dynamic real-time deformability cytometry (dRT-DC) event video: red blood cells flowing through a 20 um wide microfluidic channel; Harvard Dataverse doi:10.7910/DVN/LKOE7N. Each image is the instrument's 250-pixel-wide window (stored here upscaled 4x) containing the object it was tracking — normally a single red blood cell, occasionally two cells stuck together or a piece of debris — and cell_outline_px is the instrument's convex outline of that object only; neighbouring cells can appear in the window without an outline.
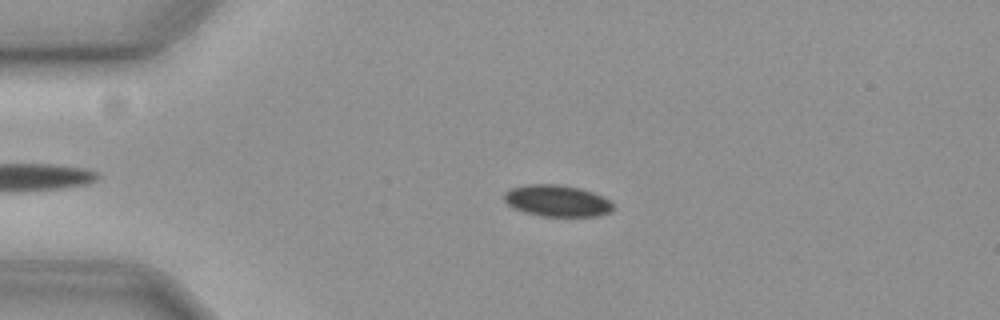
{"species": "common noctule bat (a hibernating species)", "species_latin": "Nyctalus noctula", "temperature_condition": "cold", "stored_images_in_passage": 57, "camera_frame_rate_fps": 3000, "um_per_image_px": 0.085, "animal": {"sex": "female", "body_mass_g": 19.3, "forearm_length_mm": 54.1}, "frame": {"image": 1, "passage_image": 13, "time_ms": 4.0, "image_size_px": [1000, 320], "cell_outline_px": [[612, 208], [608, 212], [596, 216], [540, 216], [524, 212], [512, 208], [504, 200], [504, 192], [512, 188], [528, 184], [556, 184], [580, 188], [604, 196], [612, 204]], "centroid_in_image_um": [47.31, 17.06], "position_along_channel_um": 37.7, "area_um2": 19.94}}
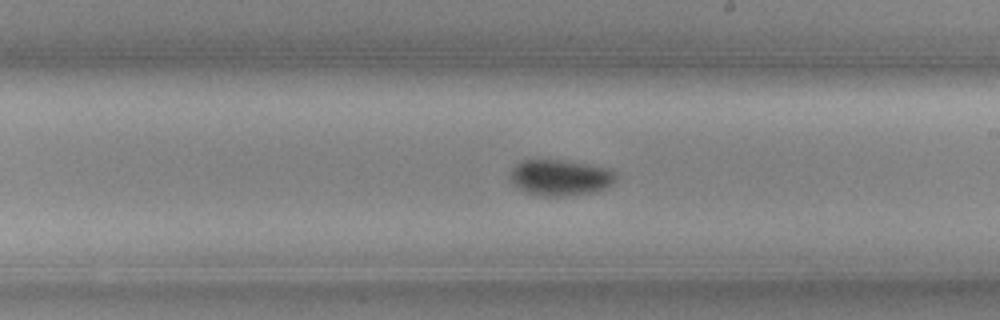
{"frame": {"image": 2, "passage_image": 33, "time_ms": 10.667, "image_size_px": [1000, 320], "cell_outline_px": [[616, 180], [612, 184], [600, 192], [568, 196], [540, 196], [524, 192], [516, 188], [512, 184], [508, 176], [512, 168], [516, 164], [524, 160], [560, 160], [588, 164], [608, 168], [616, 172]], "centroid_in_image_um": [47.62, 15.12], "position_along_channel_um": 241.4, "area_um2": 22.72}}
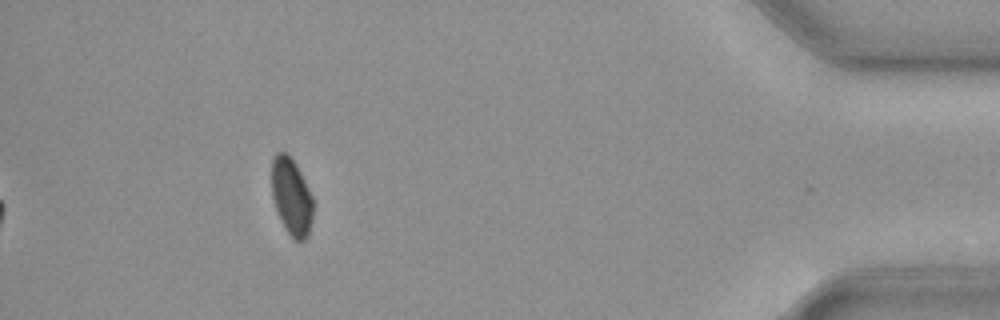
{"frame": {"image": 3, "passage_image": 52, "time_ms": 17.0, "image_size_px": [1000, 320], "cell_outline_px": [[312, 220], [308, 236], [304, 240], [296, 240], [288, 232], [280, 220], [272, 196], [272, 160], [276, 152], [288, 152], [296, 164], [312, 196]], "centroid_in_image_um": [24.77, 16.69], "position_along_channel_um": 410.4, "area_um2": 18.44}, "authors_computed_cell_mechanics": {"area_um2": 20.4034, "velocity_mm_per_s": 3.6264, "shape_relaxation_time_tau1_ms": 5.6671, "shape_relaxation_time_tau2_ms": null, "deformation_change_tau1": 0.067, "deformation_change_tau2": null}}